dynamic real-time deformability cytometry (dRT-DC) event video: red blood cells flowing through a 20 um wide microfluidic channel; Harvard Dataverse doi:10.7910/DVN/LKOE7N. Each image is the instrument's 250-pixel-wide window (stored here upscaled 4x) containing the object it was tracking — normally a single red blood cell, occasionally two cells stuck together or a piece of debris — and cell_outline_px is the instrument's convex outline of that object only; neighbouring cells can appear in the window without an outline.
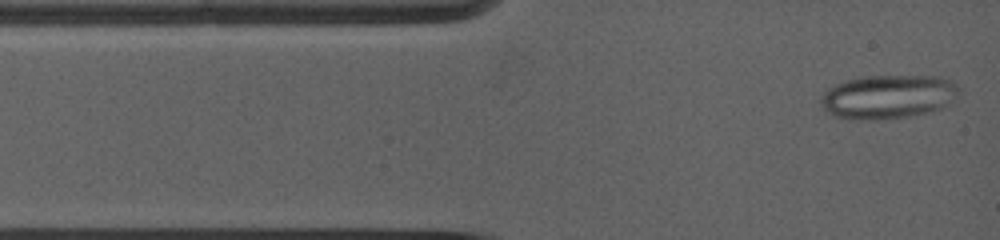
{"species": "common noctule bat (a hibernating species)", "species_latin": "Nyctalus noctula", "temperature_condition": "warm", "stored_images_in_passage": 16, "camera_frame_rate_fps": 5000, "um_per_image_px": 0.085, "animal": {"sex": "female", "body_mass_g": 19.0, "forearm_length_mm": 53.3}, "frame": {"image": 1, "passage_image": 1, "time_ms": 0.0, "image_size_px": [1000, 240], "cell_outline_px": [[960, 88], [948, 104], [944, 108], [908, 116], [876, 120], [860, 120], [832, 116], [820, 104], [820, 100], [824, 92], [828, 88], [836, 84], [848, 80], [864, 76], [940, 76], [956, 84]], "centroid_in_image_um": [75.46, 8.22], "position_along_channel_um": 9.5, "area_um2": 35.14}}
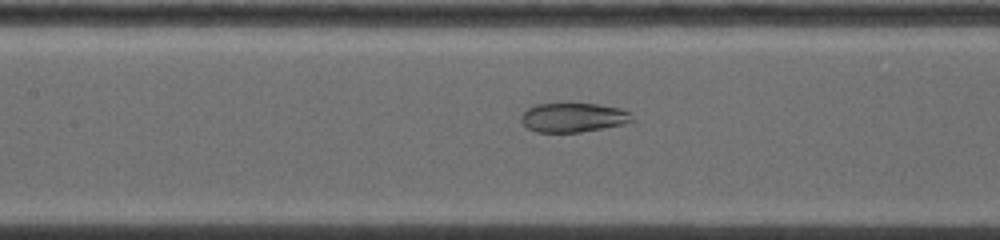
{"frame": {"image": 2, "passage_image": 11, "time_ms": 4.8, "image_size_px": [1000, 240], "cell_outline_px": [[636, 120], [624, 124], [580, 132], [536, 132], [528, 128], [520, 120], [520, 116], [528, 108], [536, 104], [596, 104], [620, 108], [632, 112]], "centroid_in_image_um": [48.77, 9.99], "position_along_channel_um": 158.6, "area_um2": 18.96}}
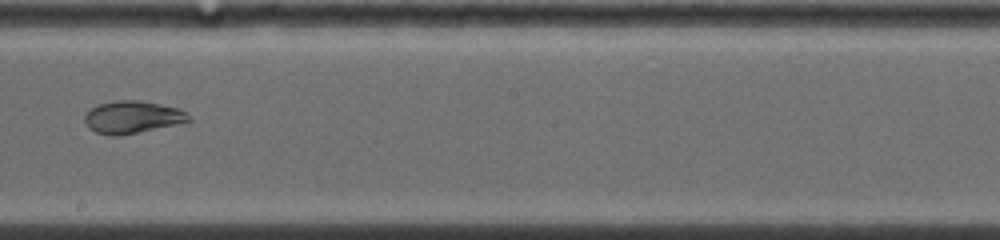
{"frame": {"image": 3, "passage_image": 15, "time_ms": 6.8, "image_size_px": [1000, 240], "cell_outline_px": [[192, 120], [120, 136], [112, 136], [96, 132], [88, 128], [84, 120], [84, 116], [92, 108], [100, 104], [120, 100], [136, 100], [160, 104], [180, 108]], "centroid_in_image_um": [11.22, 9.96], "position_along_channel_um": 237.0, "area_um2": 19.25}}